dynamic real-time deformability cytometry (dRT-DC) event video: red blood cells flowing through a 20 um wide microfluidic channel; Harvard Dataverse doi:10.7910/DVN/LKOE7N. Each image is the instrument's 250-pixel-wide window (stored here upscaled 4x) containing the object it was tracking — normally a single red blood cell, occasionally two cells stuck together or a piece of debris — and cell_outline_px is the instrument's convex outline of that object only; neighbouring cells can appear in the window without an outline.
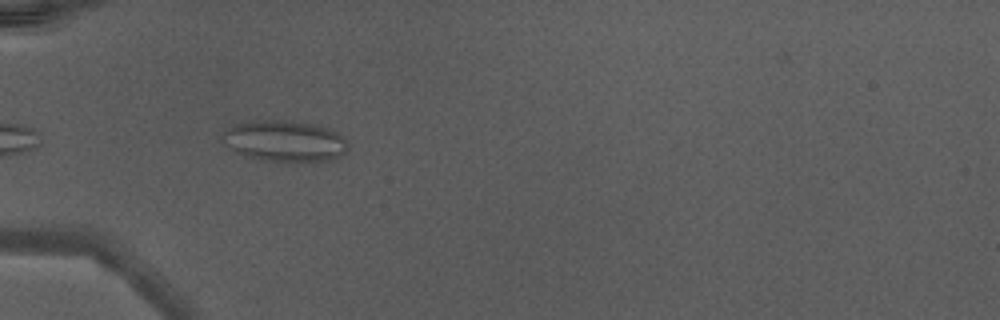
{"species": "Egyptian fruit bat (a non-hibernating species)", "species_latin": "Rousettus aegyptiacus", "temperature_condition": "warm", "stored_images_in_passage": 9, "camera_frame_rate_fps": 3000, "um_per_image_px": 0.085, "animal": {"sex": "male"}, "frame": {"image": 1, "passage_image": 2, "time_ms": 0.333, "image_size_px": [1000, 320], "cell_outline_px": [[348, 144], [344, 152], [336, 160], [300, 164], [284, 164], [264, 160], [248, 156], [236, 152], [224, 144], [220, 140], [220, 136], [232, 124], [252, 120], [292, 120], [312, 124], [328, 128], [344, 136]], "centroid_in_image_um": [24.2, 12.02], "position_along_channel_um": 60.8, "area_um2": 31.27}}